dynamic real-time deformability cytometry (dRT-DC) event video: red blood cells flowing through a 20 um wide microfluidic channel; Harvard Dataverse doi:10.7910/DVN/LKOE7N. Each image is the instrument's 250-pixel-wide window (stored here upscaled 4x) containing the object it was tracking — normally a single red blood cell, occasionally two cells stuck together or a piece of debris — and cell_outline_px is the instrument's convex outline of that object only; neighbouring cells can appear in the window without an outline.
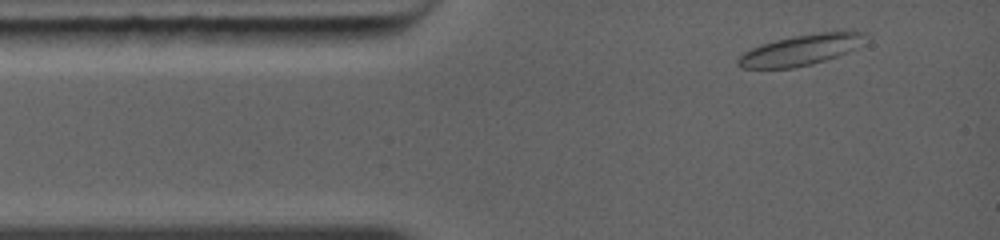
{"species": "common noctule bat (a hibernating species)", "species_latin": "Nyctalus noctula", "temperature_condition": "warm", "stored_images_in_passage": 12, "camera_frame_rate_fps": 5000, "um_per_image_px": 0.085, "animal": {"sex": "female", "body_mass_g": 19.0, "forearm_length_mm": 56.7}, "frame": {"image": 1, "passage_image": 1, "time_ms": 0.0, "image_size_px": [1000, 240], "cell_outline_px": [[868, 32], [864, 44], [848, 52], [812, 64], [792, 68], [740, 68], [736, 64], [736, 60], [744, 52], [760, 44], [776, 40], [796, 36], [820, 32], [852, 28]], "centroid_in_image_um": [68.18, 4.21], "position_along_channel_um": 16.8, "area_um2": 23.29}}
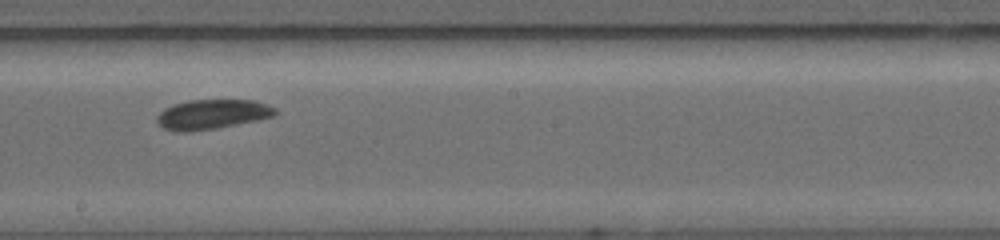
{"frame": {"image": 2, "passage_image": 7, "time_ms": 5.6, "image_size_px": [1000, 240], "cell_outline_px": [[276, 112], [272, 116], [256, 120], [216, 128], [184, 132], [180, 132], [164, 128], [156, 120], [156, 116], [164, 108], [172, 104], [188, 100], [256, 100], [276, 108]], "centroid_in_image_um": [18.0, 9.7], "position_along_channel_um": 230.2, "area_um2": 20.29}}
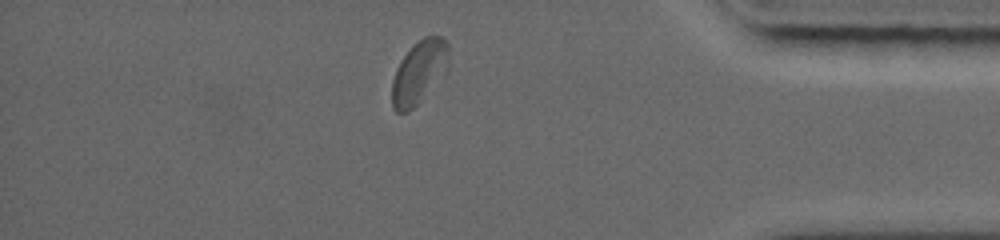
{"frame": {"image": 3, "passage_image": 12, "time_ms": 10.0, "image_size_px": [1000, 240], "cell_outline_px": [[448, 72], [408, 112], [396, 112], [392, 108], [392, 80], [396, 68], [400, 60], [424, 36], [440, 36], [448, 44]], "centroid_in_image_um": [35.63, 6.15], "position_along_channel_um": 399.6, "area_um2": 20.69}}